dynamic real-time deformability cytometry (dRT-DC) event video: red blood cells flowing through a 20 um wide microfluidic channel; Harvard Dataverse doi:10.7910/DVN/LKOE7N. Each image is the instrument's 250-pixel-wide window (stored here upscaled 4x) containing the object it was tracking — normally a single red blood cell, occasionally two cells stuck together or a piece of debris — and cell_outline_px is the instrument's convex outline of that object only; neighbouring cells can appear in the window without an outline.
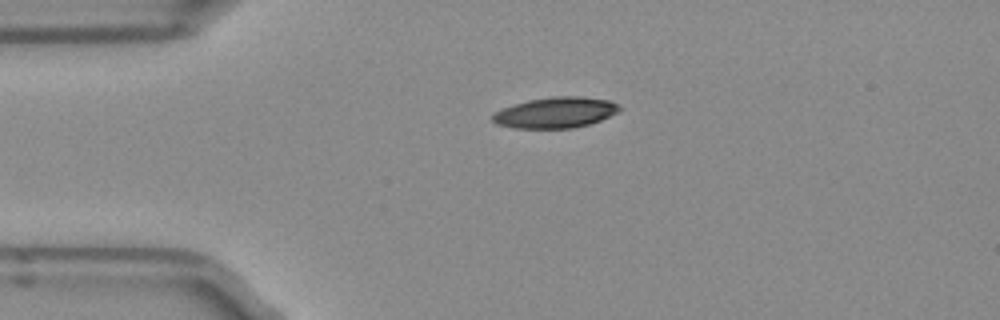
{"species": "Egyptian fruit bat (a non-hibernating species)", "species_latin": "Rousettus aegyptiacus", "temperature_condition": "room temperature", "stored_images_in_passage": 4, "camera_frame_rate_fps": 3000, "um_per_image_px": 0.085, "frame": {"image": 1, "passage_image": 1, "time_ms": 0.0, "image_size_px": [1000, 320], "cell_outline_px": [[620, 108], [616, 112], [600, 120], [588, 124], [572, 128], [516, 128], [496, 124], [492, 120], [492, 116], [496, 112], [512, 104], [528, 100], [552, 96], [580, 96], [608, 100], [616, 104]], "centroid_in_image_um": [47.18, 9.56], "position_along_channel_um": 37.8, "area_um2": 22.48}}